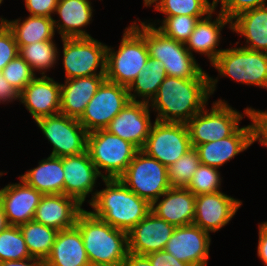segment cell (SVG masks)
<instances>
[{
  "mask_svg": "<svg viewBox=\"0 0 267 266\" xmlns=\"http://www.w3.org/2000/svg\"><path fill=\"white\" fill-rule=\"evenodd\" d=\"M210 96V77L167 76L148 104L152 112H157L155 120L187 123L208 106Z\"/></svg>",
  "mask_w": 267,
  "mask_h": 266,
  "instance_id": "obj_1",
  "label": "cell"
},
{
  "mask_svg": "<svg viewBox=\"0 0 267 266\" xmlns=\"http://www.w3.org/2000/svg\"><path fill=\"white\" fill-rule=\"evenodd\" d=\"M105 188L97 190L89 204L90 212L114 228L128 233L150 211L151 204L130 191L119 178L102 179Z\"/></svg>",
  "mask_w": 267,
  "mask_h": 266,
  "instance_id": "obj_2",
  "label": "cell"
},
{
  "mask_svg": "<svg viewBox=\"0 0 267 266\" xmlns=\"http://www.w3.org/2000/svg\"><path fill=\"white\" fill-rule=\"evenodd\" d=\"M75 226L79 229L91 266H121L128 254V233L114 228L90 211L83 210Z\"/></svg>",
  "mask_w": 267,
  "mask_h": 266,
  "instance_id": "obj_3",
  "label": "cell"
},
{
  "mask_svg": "<svg viewBox=\"0 0 267 266\" xmlns=\"http://www.w3.org/2000/svg\"><path fill=\"white\" fill-rule=\"evenodd\" d=\"M137 20L131 24L144 36L149 57L162 63L167 76L182 79L210 77L198 64L196 57L189 52L184 43L165 36L145 20L141 21L139 18Z\"/></svg>",
  "mask_w": 267,
  "mask_h": 266,
  "instance_id": "obj_4",
  "label": "cell"
},
{
  "mask_svg": "<svg viewBox=\"0 0 267 266\" xmlns=\"http://www.w3.org/2000/svg\"><path fill=\"white\" fill-rule=\"evenodd\" d=\"M224 49L211 64L218 71L217 77L210 76L211 96L217 90L219 78L227 77L237 83L267 90V53L238 47Z\"/></svg>",
  "mask_w": 267,
  "mask_h": 266,
  "instance_id": "obj_5",
  "label": "cell"
},
{
  "mask_svg": "<svg viewBox=\"0 0 267 266\" xmlns=\"http://www.w3.org/2000/svg\"><path fill=\"white\" fill-rule=\"evenodd\" d=\"M149 58L144 36L132 25L125 28L117 49L107 45L106 80L129 87Z\"/></svg>",
  "mask_w": 267,
  "mask_h": 266,
  "instance_id": "obj_6",
  "label": "cell"
},
{
  "mask_svg": "<svg viewBox=\"0 0 267 266\" xmlns=\"http://www.w3.org/2000/svg\"><path fill=\"white\" fill-rule=\"evenodd\" d=\"M239 112L228 101L219 98L210 109L205 106L187 123L191 146L196 147L211 141L221 140L233 135L239 128L241 120L250 117V107Z\"/></svg>",
  "mask_w": 267,
  "mask_h": 266,
  "instance_id": "obj_7",
  "label": "cell"
},
{
  "mask_svg": "<svg viewBox=\"0 0 267 266\" xmlns=\"http://www.w3.org/2000/svg\"><path fill=\"white\" fill-rule=\"evenodd\" d=\"M86 150L103 179L119 178L138 149L106 129L87 134Z\"/></svg>",
  "mask_w": 267,
  "mask_h": 266,
  "instance_id": "obj_8",
  "label": "cell"
},
{
  "mask_svg": "<svg viewBox=\"0 0 267 266\" xmlns=\"http://www.w3.org/2000/svg\"><path fill=\"white\" fill-rule=\"evenodd\" d=\"M65 80L106 75L107 44L93 38H62Z\"/></svg>",
  "mask_w": 267,
  "mask_h": 266,
  "instance_id": "obj_9",
  "label": "cell"
},
{
  "mask_svg": "<svg viewBox=\"0 0 267 266\" xmlns=\"http://www.w3.org/2000/svg\"><path fill=\"white\" fill-rule=\"evenodd\" d=\"M119 179L130 191L150 204L171 187L167 167L142 150L136 152Z\"/></svg>",
  "mask_w": 267,
  "mask_h": 266,
  "instance_id": "obj_10",
  "label": "cell"
},
{
  "mask_svg": "<svg viewBox=\"0 0 267 266\" xmlns=\"http://www.w3.org/2000/svg\"><path fill=\"white\" fill-rule=\"evenodd\" d=\"M191 148L186 123L154 120L141 150L168 168Z\"/></svg>",
  "mask_w": 267,
  "mask_h": 266,
  "instance_id": "obj_11",
  "label": "cell"
},
{
  "mask_svg": "<svg viewBox=\"0 0 267 266\" xmlns=\"http://www.w3.org/2000/svg\"><path fill=\"white\" fill-rule=\"evenodd\" d=\"M35 123L53 146L51 156L65 157L86 151L88 132L78 119L59 113L39 118Z\"/></svg>",
  "mask_w": 267,
  "mask_h": 266,
  "instance_id": "obj_12",
  "label": "cell"
},
{
  "mask_svg": "<svg viewBox=\"0 0 267 266\" xmlns=\"http://www.w3.org/2000/svg\"><path fill=\"white\" fill-rule=\"evenodd\" d=\"M129 101L128 87L105 79L87 104L79 122L88 133L105 129Z\"/></svg>",
  "mask_w": 267,
  "mask_h": 266,
  "instance_id": "obj_13",
  "label": "cell"
},
{
  "mask_svg": "<svg viewBox=\"0 0 267 266\" xmlns=\"http://www.w3.org/2000/svg\"><path fill=\"white\" fill-rule=\"evenodd\" d=\"M64 170V194L75 198L81 205H84L86 198L90 204L97 193L95 187L98 178L102 176L98 173L87 150L81 154L63 157Z\"/></svg>",
  "mask_w": 267,
  "mask_h": 266,
  "instance_id": "obj_14",
  "label": "cell"
},
{
  "mask_svg": "<svg viewBox=\"0 0 267 266\" xmlns=\"http://www.w3.org/2000/svg\"><path fill=\"white\" fill-rule=\"evenodd\" d=\"M210 233L190 224L176 227L165 251L191 266H207L210 257Z\"/></svg>",
  "mask_w": 267,
  "mask_h": 266,
  "instance_id": "obj_15",
  "label": "cell"
},
{
  "mask_svg": "<svg viewBox=\"0 0 267 266\" xmlns=\"http://www.w3.org/2000/svg\"><path fill=\"white\" fill-rule=\"evenodd\" d=\"M243 201L222 191L196 196L193 224L209 233L218 232L229 224Z\"/></svg>",
  "mask_w": 267,
  "mask_h": 266,
  "instance_id": "obj_16",
  "label": "cell"
},
{
  "mask_svg": "<svg viewBox=\"0 0 267 266\" xmlns=\"http://www.w3.org/2000/svg\"><path fill=\"white\" fill-rule=\"evenodd\" d=\"M151 113L147 102L130 100L105 129L141 150L154 123Z\"/></svg>",
  "mask_w": 267,
  "mask_h": 266,
  "instance_id": "obj_17",
  "label": "cell"
},
{
  "mask_svg": "<svg viewBox=\"0 0 267 266\" xmlns=\"http://www.w3.org/2000/svg\"><path fill=\"white\" fill-rule=\"evenodd\" d=\"M61 84L48 75L35 77L20 93L19 102L34 121L60 113Z\"/></svg>",
  "mask_w": 267,
  "mask_h": 266,
  "instance_id": "obj_18",
  "label": "cell"
},
{
  "mask_svg": "<svg viewBox=\"0 0 267 266\" xmlns=\"http://www.w3.org/2000/svg\"><path fill=\"white\" fill-rule=\"evenodd\" d=\"M18 183H9L0 189V200L9 225L19 226L34 219L43 193L29 186L19 177Z\"/></svg>",
  "mask_w": 267,
  "mask_h": 266,
  "instance_id": "obj_19",
  "label": "cell"
},
{
  "mask_svg": "<svg viewBox=\"0 0 267 266\" xmlns=\"http://www.w3.org/2000/svg\"><path fill=\"white\" fill-rule=\"evenodd\" d=\"M175 228L150 211L128 232V251L147 255L164 250Z\"/></svg>",
  "mask_w": 267,
  "mask_h": 266,
  "instance_id": "obj_20",
  "label": "cell"
},
{
  "mask_svg": "<svg viewBox=\"0 0 267 266\" xmlns=\"http://www.w3.org/2000/svg\"><path fill=\"white\" fill-rule=\"evenodd\" d=\"M254 144L253 123L240 127L233 135L195 147L200 163L220 169L225 163Z\"/></svg>",
  "mask_w": 267,
  "mask_h": 266,
  "instance_id": "obj_21",
  "label": "cell"
},
{
  "mask_svg": "<svg viewBox=\"0 0 267 266\" xmlns=\"http://www.w3.org/2000/svg\"><path fill=\"white\" fill-rule=\"evenodd\" d=\"M217 9L218 8H215L206 17L197 22L194 31L185 43L186 48L193 56L194 53L205 55L210 64H212L224 50L218 48L219 45H221V31L226 25L231 29V20L224 14L218 13L216 11ZM213 14L217 15L214 19H212Z\"/></svg>",
  "mask_w": 267,
  "mask_h": 266,
  "instance_id": "obj_22",
  "label": "cell"
},
{
  "mask_svg": "<svg viewBox=\"0 0 267 266\" xmlns=\"http://www.w3.org/2000/svg\"><path fill=\"white\" fill-rule=\"evenodd\" d=\"M160 198L151 204V211L158 218L175 227L193 224L196 195L191 191L183 187H170Z\"/></svg>",
  "mask_w": 267,
  "mask_h": 266,
  "instance_id": "obj_23",
  "label": "cell"
},
{
  "mask_svg": "<svg viewBox=\"0 0 267 266\" xmlns=\"http://www.w3.org/2000/svg\"><path fill=\"white\" fill-rule=\"evenodd\" d=\"M84 210L73 197L65 194H44L36 208L34 221L61 231L76 224Z\"/></svg>",
  "mask_w": 267,
  "mask_h": 266,
  "instance_id": "obj_24",
  "label": "cell"
},
{
  "mask_svg": "<svg viewBox=\"0 0 267 266\" xmlns=\"http://www.w3.org/2000/svg\"><path fill=\"white\" fill-rule=\"evenodd\" d=\"M91 0H58L53 18L56 32L62 38L92 37L84 27L92 23L94 16Z\"/></svg>",
  "mask_w": 267,
  "mask_h": 266,
  "instance_id": "obj_25",
  "label": "cell"
},
{
  "mask_svg": "<svg viewBox=\"0 0 267 266\" xmlns=\"http://www.w3.org/2000/svg\"><path fill=\"white\" fill-rule=\"evenodd\" d=\"M105 79V75H95L67 79L60 83V113L79 120Z\"/></svg>",
  "mask_w": 267,
  "mask_h": 266,
  "instance_id": "obj_26",
  "label": "cell"
},
{
  "mask_svg": "<svg viewBox=\"0 0 267 266\" xmlns=\"http://www.w3.org/2000/svg\"><path fill=\"white\" fill-rule=\"evenodd\" d=\"M231 32L244 37L242 47L267 53V5L241 12L231 19Z\"/></svg>",
  "mask_w": 267,
  "mask_h": 266,
  "instance_id": "obj_27",
  "label": "cell"
},
{
  "mask_svg": "<svg viewBox=\"0 0 267 266\" xmlns=\"http://www.w3.org/2000/svg\"><path fill=\"white\" fill-rule=\"evenodd\" d=\"M46 266H91L79 229L73 226L58 231Z\"/></svg>",
  "mask_w": 267,
  "mask_h": 266,
  "instance_id": "obj_28",
  "label": "cell"
},
{
  "mask_svg": "<svg viewBox=\"0 0 267 266\" xmlns=\"http://www.w3.org/2000/svg\"><path fill=\"white\" fill-rule=\"evenodd\" d=\"M19 177L43 194H64L63 157L49 155Z\"/></svg>",
  "mask_w": 267,
  "mask_h": 266,
  "instance_id": "obj_29",
  "label": "cell"
},
{
  "mask_svg": "<svg viewBox=\"0 0 267 266\" xmlns=\"http://www.w3.org/2000/svg\"><path fill=\"white\" fill-rule=\"evenodd\" d=\"M12 30L18 46H25L39 41L54 40L56 33L53 18L44 16L28 15L25 19L21 17L8 20L0 17Z\"/></svg>",
  "mask_w": 267,
  "mask_h": 266,
  "instance_id": "obj_30",
  "label": "cell"
},
{
  "mask_svg": "<svg viewBox=\"0 0 267 266\" xmlns=\"http://www.w3.org/2000/svg\"><path fill=\"white\" fill-rule=\"evenodd\" d=\"M166 77L162 63L149 57L139 76L128 87L130 100L149 103Z\"/></svg>",
  "mask_w": 267,
  "mask_h": 266,
  "instance_id": "obj_31",
  "label": "cell"
},
{
  "mask_svg": "<svg viewBox=\"0 0 267 266\" xmlns=\"http://www.w3.org/2000/svg\"><path fill=\"white\" fill-rule=\"evenodd\" d=\"M18 47L19 55L30 65L33 71L44 76L51 68H55L60 57V50L55 40L39 41Z\"/></svg>",
  "mask_w": 267,
  "mask_h": 266,
  "instance_id": "obj_32",
  "label": "cell"
},
{
  "mask_svg": "<svg viewBox=\"0 0 267 266\" xmlns=\"http://www.w3.org/2000/svg\"><path fill=\"white\" fill-rule=\"evenodd\" d=\"M31 257L46 260L50 255L58 230L34 220L19 225Z\"/></svg>",
  "mask_w": 267,
  "mask_h": 266,
  "instance_id": "obj_33",
  "label": "cell"
},
{
  "mask_svg": "<svg viewBox=\"0 0 267 266\" xmlns=\"http://www.w3.org/2000/svg\"><path fill=\"white\" fill-rule=\"evenodd\" d=\"M154 6V10L163 16L188 15L206 17L215 9V1L212 0H154L148 7Z\"/></svg>",
  "mask_w": 267,
  "mask_h": 266,
  "instance_id": "obj_34",
  "label": "cell"
},
{
  "mask_svg": "<svg viewBox=\"0 0 267 266\" xmlns=\"http://www.w3.org/2000/svg\"><path fill=\"white\" fill-rule=\"evenodd\" d=\"M162 20H147L146 22L155 26L165 36L174 39L180 43H186L197 22L204 17H195L188 15L164 16ZM153 21V22H151ZM157 23H156V22ZM157 25V26H156Z\"/></svg>",
  "mask_w": 267,
  "mask_h": 266,
  "instance_id": "obj_35",
  "label": "cell"
},
{
  "mask_svg": "<svg viewBox=\"0 0 267 266\" xmlns=\"http://www.w3.org/2000/svg\"><path fill=\"white\" fill-rule=\"evenodd\" d=\"M19 226L9 225L0 232V262L30 258Z\"/></svg>",
  "mask_w": 267,
  "mask_h": 266,
  "instance_id": "obj_36",
  "label": "cell"
},
{
  "mask_svg": "<svg viewBox=\"0 0 267 266\" xmlns=\"http://www.w3.org/2000/svg\"><path fill=\"white\" fill-rule=\"evenodd\" d=\"M199 165V154L196 149L192 147L167 168L170 186L186 188Z\"/></svg>",
  "mask_w": 267,
  "mask_h": 266,
  "instance_id": "obj_37",
  "label": "cell"
},
{
  "mask_svg": "<svg viewBox=\"0 0 267 266\" xmlns=\"http://www.w3.org/2000/svg\"><path fill=\"white\" fill-rule=\"evenodd\" d=\"M219 170L200 163L186 188L196 196L221 191L223 177Z\"/></svg>",
  "mask_w": 267,
  "mask_h": 266,
  "instance_id": "obj_38",
  "label": "cell"
},
{
  "mask_svg": "<svg viewBox=\"0 0 267 266\" xmlns=\"http://www.w3.org/2000/svg\"><path fill=\"white\" fill-rule=\"evenodd\" d=\"M1 72L8 83L19 93H21L37 75L20 55L10 61Z\"/></svg>",
  "mask_w": 267,
  "mask_h": 266,
  "instance_id": "obj_39",
  "label": "cell"
},
{
  "mask_svg": "<svg viewBox=\"0 0 267 266\" xmlns=\"http://www.w3.org/2000/svg\"><path fill=\"white\" fill-rule=\"evenodd\" d=\"M19 55V47L12 30L0 21V72Z\"/></svg>",
  "mask_w": 267,
  "mask_h": 266,
  "instance_id": "obj_40",
  "label": "cell"
},
{
  "mask_svg": "<svg viewBox=\"0 0 267 266\" xmlns=\"http://www.w3.org/2000/svg\"><path fill=\"white\" fill-rule=\"evenodd\" d=\"M219 3L221 9L218 12L231 20L243 11L266 6L267 0H216L215 8Z\"/></svg>",
  "mask_w": 267,
  "mask_h": 266,
  "instance_id": "obj_41",
  "label": "cell"
},
{
  "mask_svg": "<svg viewBox=\"0 0 267 266\" xmlns=\"http://www.w3.org/2000/svg\"><path fill=\"white\" fill-rule=\"evenodd\" d=\"M249 120L253 123V140L267 148V110H257L250 106Z\"/></svg>",
  "mask_w": 267,
  "mask_h": 266,
  "instance_id": "obj_42",
  "label": "cell"
},
{
  "mask_svg": "<svg viewBox=\"0 0 267 266\" xmlns=\"http://www.w3.org/2000/svg\"><path fill=\"white\" fill-rule=\"evenodd\" d=\"M29 15L53 18L58 0H24Z\"/></svg>",
  "mask_w": 267,
  "mask_h": 266,
  "instance_id": "obj_43",
  "label": "cell"
},
{
  "mask_svg": "<svg viewBox=\"0 0 267 266\" xmlns=\"http://www.w3.org/2000/svg\"><path fill=\"white\" fill-rule=\"evenodd\" d=\"M152 266H191L188 263L179 261L165 250L153 252L146 255Z\"/></svg>",
  "mask_w": 267,
  "mask_h": 266,
  "instance_id": "obj_44",
  "label": "cell"
},
{
  "mask_svg": "<svg viewBox=\"0 0 267 266\" xmlns=\"http://www.w3.org/2000/svg\"><path fill=\"white\" fill-rule=\"evenodd\" d=\"M20 93L16 91L11 84L8 83L6 78L0 72V104L12 103L14 101H19Z\"/></svg>",
  "mask_w": 267,
  "mask_h": 266,
  "instance_id": "obj_45",
  "label": "cell"
},
{
  "mask_svg": "<svg viewBox=\"0 0 267 266\" xmlns=\"http://www.w3.org/2000/svg\"><path fill=\"white\" fill-rule=\"evenodd\" d=\"M257 256L267 266V220L258 223Z\"/></svg>",
  "mask_w": 267,
  "mask_h": 266,
  "instance_id": "obj_46",
  "label": "cell"
},
{
  "mask_svg": "<svg viewBox=\"0 0 267 266\" xmlns=\"http://www.w3.org/2000/svg\"><path fill=\"white\" fill-rule=\"evenodd\" d=\"M0 266H46L45 260L30 257L22 260L1 261Z\"/></svg>",
  "mask_w": 267,
  "mask_h": 266,
  "instance_id": "obj_47",
  "label": "cell"
},
{
  "mask_svg": "<svg viewBox=\"0 0 267 266\" xmlns=\"http://www.w3.org/2000/svg\"><path fill=\"white\" fill-rule=\"evenodd\" d=\"M121 266H152L146 255H138L128 252Z\"/></svg>",
  "mask_w": 267,
  "mask_h": 266,
  "instance_id": "obj_48",
  "label": "cell"
},
{
  "mask_svg": "<svg viewBox=\"0 0 267 266\" xmlns=\"http://www.w3.org/2000/svg\"><path fill=\"white\" fill-rule=\"evenodd\" d=\"M9 226L2 202L0 200V232Z\"/></svg>",
  "mask_w": 267,
  "mask_h": 266,
  "instance_id": "obj_49",
  "label": "cell"
},
{
  "mask_svg": "<svg viewBox=\"0 0 267 266\" xmlns=\"http://www.w3.org/2000/svg\"><path fill=\"white\" fill-rule=\"evenodd\" d=\"M152 1L154 0H143V6L147 8L152 3Z\"/></svg>",
  "mask_w": 267,
  "mask_h": 266,
  "instance_id": "obj_50",
  "label": "cell"
},
{
  "mask_svg": "<svg viewBox=\"0 0 267 266\" xmlns=\"http://www.w3.org/2000/svg\"><path fill=\"white\" fill-rule=\"evenodd\" d=\"M5 173L3 171H0V177L4 175Z\"/></svg>",
  "mask_w": 267,
  "mask_h": 266,
  "instance_id": "obj_51",
  "label": "cell"
}]
</instances>
